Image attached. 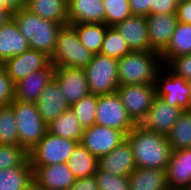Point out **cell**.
<instances>
[{"label":"cell","mask_w":191,"mask_h":190,"mask_svg":"<svg viewBox=\"0 0 191 190\" xmlns=\"http://www.w3.org/2000/svg\"><path fill=\"white\" fill-rule=\"evenodd\" d=\"M187 54H191V24L178 22L161 60L166 65L173 57Z\"/></svg>","instance_id":"obj_27"},{"label":"cell","mask_w":191,"mask_h":190,"mask_svg":"<svg viewBox=\"0 0 191 190\" xmlns=\"http://www.w3.org/2000/svg\"><path fill=\"white\" fill-rule=\"evenodd\" d=\"M176 14L178 22L191 24V0L179 3Z\"/></svg>","instance_id":"obj_43"},{"label":"cell","mask_w":191,"mask_h":190,"mask_svg":"<svg viewBox=\"0 0 191 190\" xmlns=\"http://www.w3.org/2000/svg\"><path fill=\"white\" fill-rule=\"evenodd\" d=\"M183 111L180 107L171 106L156 95L150 109L132 119L131 130L167 135Z\"/></svg>","instance_id":"obj_6"},{"label":"cell","mask_w":191,"mask_h":190,"mask_svg":"<svg viewBox=\"0 0 191 190\" xmlns=\"http://www.w3.org/2000/svg\"><path fill=\"white\" fill-rule=\"evenodd\" d=\"M126 140L131 145L136 168L166 169L172 153L166 135L130 130Z\"/></svg>","instance_id":"obj_1"},{"label":"cell","mask_w":191,"mask_h":190,"mask_svg":"<svg viewBox=\"0 0 191 190\" xmlns=\"http://www.w3.org/2000/svg\"><path fill=\"white\" fill-rule=\"evenodd\" d=\"M67 164L76 179L93 176L98 169V159L81 143L76 145Z\"/></svg>","instance_id":"obj_28"},{"label":"cell","mask_w":191,"mask_h":190,"mask_svg":"<svg viewBox=\"0 0 191 190\" xmlns=\"http://www.w3.org/2000/svg\"><path fill=\"white\" fill-rule=\"evenodd\" d=\"M118 60L101 53L93 54L91 62L84 68L91 94L105 95L117 91Z\"/></svg>","instance_id":"obj_7"},{"label":"cell","mask_w":191,"mask_h":190,"mask_svg":"<svg viewBox=\"0 0 191 190\" xmlns=\"http://www.w3.org/2000/svg\"><path fill=\"white\" fill-rule=\"evenodd\" d=\"M98 95L89 94L70 106L83 129L95 124Z\"/></svg>","instance_id":"obj_33"},{"label":"cell","mask_w":191,"mask_h":190,"mask_svg":"<svg viewBox=\"0 0 191 190\" xmlns=\"http://www.w3.org/2000/svg\"><path fill=\"white\" fill-rule=\"evenodd\" d=\"M163 66L156 51H132L118 60L119 85L155 84Z\"/></svg>","instance_id":"obj_2"},{"label":"cell","mask_w":191,"mask_h":190,"mask_svg":"<svg viewBox=\"0 0 191 190\" xmlns=\"http://www.w3.org/2000/svg\"><path fill=\"white\" fill-rule=\"evenodd\" d=\"M126 139L123 131L94 124L83 130L80 143L97 159L107 155Z\"/></svg>","instance_id":"obj_11"},{"label":"cell","mask_w":191,"mask_h":190,"mask_svg":"<svg viewBox=\"0 0 191 190\" xmlns=\"http://www.w3.org/2000/svg\"><path fill=\"white\" fill-rule=\"evenodd\" d=\"M29 49V43L14 19L0 27V65L8 58L22 54Z\"/></svg>","instance_id":"obj_23"},{"label":"cell","mask_w":191,"mask_h":190,"mask_svg":"<svg viewBox=\"0 0 191 190\" xmlns=\"http://www.w3.org/2000/svg\"><path fill=\"white\" fill-rule=\"evenodd\" d=\"M175 1L179 4V3H182V2H184L186 0H175Z\"/></svg>","instance_id":"obj_46"},{"label":"cell","mask_w":191,"mask_h":190,"mask_svg":"<svg viewBox=\"0 0 191 190\" xmlns=\"http://www.w3.org/2000/svg\"><path fill=\"white\" fill-rule=\"evenodd\" d=\"M13 19V12L6 7L0 6V27Z\"/></svg>","instance_id":"obj_45"},{"label":"cell","mask_w":191,"mask_h":190,"mask_svg":"<svg viewBox=\"0 0 191 190\" xmlns=\"http://www.w3.org/2000/svg\"><path fill=\"white\" fill-rule=\"evenodd\" d=\"M95 124L114 128L125 134L131 130L132 119L117 92L98 95Z\"/></svg>","instance_id":"obj_10"},{"label":"cell","mask_w":191,"mask_h":190,"mask_svg":"<svg viewBox=\"0 0 191 190\" xmlns=\"http://www.w3.org/2000/svg\"><path fill=\"white\" fill-rule=\"evenodd\" d=\"M33 170L28 160L24 165L0 170V190H32Z\"/></svg>","instance_id":"obj_26"},{"label":"cell","mask_w":191,"mask_h":190,"mask_svg":"<svg viewBox=\"0 0 191 190\" xmlns=\"http://www.w3.org/2000/svg\"><path fill=\"white\" fill-rule=\"evenodd\" d=\"M55 67L50 63L46 68L35 71L14 85V100L35 103L45 86L53 79Z\"/></svg>","instance_id":"obj_18"},{"label":"cell","mask_w":191,"mask_h":190,"mask_svg":"<svg viewBox=\"0 0 191 190\" xmlns=\"http://www.w3.org/2000/svg\"><path fill=\"white\" fill-rule=\"evenodd\" d=\"M130 52H132V50L120 33L114 27H108L100 53L119 60Z\"/></svg>","instance_id":"obj_32"},{"label":"cell","mask_w":191,"mask_h":190,"mask_svg":"<svg viewBox=\"0 0 191 190\" xmlns=\"http://www.w3.org/2000/svg\"><path fill=\"white\" fill-rule=\"evenodd\" d=\"M26 2L27 0H0L1 5L12 12L25 9Z\"/></svg>","instance_id":"obj_44"},{"label":"cell","mask_w":191,"mask_h":190,"mask_svg":"<svg viewBox=\"0 0 191 190\" xmlns=\"http://www.w3.org/2000/svg\"><path fill=\"white\" fill-rule=\"evenodd\" d=\"M185 190H191V183Z\"/></svg>","instance_id":"obj_47"},{"label":"cell","mask_w":191,"mask_h":190,"mask_svg":"<svg viewBox=\"0 0 191 190\" xmlns=\"http://www.w3.org/2000/svg\"><path fill=\"white\" fill-rule=\"evenodd\" d=\"M98 183L99 190H129V177L112 175L99 168L94 174Z\"/></svg>","instance_id":"obj_37"},{"label":"cell","mask_w":191,"mask_h":190,"mask_svg":"<svg viewBox=\"0 0 191 190\" xmlns=\"http://www.w3.org/2000/svg\"><path fill=\"white\" fill-rule=\"evenodd\" d=\"M29 160V152L17 145L0 144V170L24 165Z\"/></svg>","instance_id":"obj_35"},{"label":"cell","mask_w":191,"mask_h":190,"mask_svg":"<svg viewBox=\"0 0 191 190\" xmlns=\"http://www.w3.org/2000/svg\"><path fill=\"white\" fill-rule=\"evenodd\" d=\"M165 171L169 190H185L191 183V148L172 151Z\"/></svg>","instance_id":"obj_17"},{"label":"cell","mask_w":191,"mask_h":190,"mask_svg":"<svg viewBox=\"0 0 191 190\" xmlns=\"http://www.w3.org/2000/svg\"><path fill=\"white\" fill-rule=\"evenodd\" d=\"M98 168L116 176L129 177L136 169L133 151L125 139L107 155L98 159Z\"/></svg>","instance_id":"obj_19"},{"label":"cell","mask_w":191,"mask_h":190,"mask_svg":"<svg viewBox=\"0 0 191 190\" xmlns=\"http://www.w3.org/2000/svg\"><path fill=\"white\" fill-rule=\"evenodd\" d=\"M61 94L58 84L52 79L35 102L41 118L47 124L70 108V105Z\"/></svg>","instance_id":"obj_21"},{"label":"cell","mask_w":191,"mask_h":190,"mask_svg":"<svg viewBox=\"0 0 191 190\" xmlns=\"http://www.w3.org/2000/svg\"><path fill=\"white\" fill-rule=\"evenodd\" d=\"M129 180V190H169L165 170L136 168L130 174Z\"/></svg>","instance_id":"obj_25"},{"label":"cell","mask_w":191,"mask_h":190,"mask_svg":"<svg viewBox=\"0 0 191 190\" xmlns=\"http://www.w3.org/2000/svg\"><path fill=\"white\" fill-rule=\"evenodd\" d=\"M47 130L53 135L80 143L84 129L81 127L74 112L69 108L66 112L47 124Z\"/></svg>","instance_id":"obj_29"},{"label":"cell","mask_w":191,"mask_h":190,"mask_svg":"<svg viewBox=\"0 0 191 190\" xmlns=\"http://www.w3.org/2000/svg\"><path fill=\"white\" fill-rule=\"evenodd\" d=\"M150 49L162 53L170 43L178 23L176 13L149 14L146 16Z\"/></svg>","instance_id":"obj_16"},{"label":"cell","mask_w":191,"mask_h":190,"mask_svg":"<svg viewBox=\"0 0 191 190\" xmlns=\"http://www.w3.org/2000/svg\"><path fill=\"white\" fill-rule=\"evenodd\" d=\"M93 53L81 44L75 28L68 24L60 28L50 62L54 67L85 68Z\"/></svg>","instance_id":"obj_4"},{"label":"cell","mask_w":191,"mask_h":190,"mask_svg":"<svg viewBox=\"0 0 191 190\" xmlns=\"http://www.w3.org/2000/svg\"><path fill=\"white\" fill-rule=\"evenodd\" d=\"M67 8L69 24H105L103 0H70Z\"/></svg>","instance_id":"obj_22"},{"label":"cell","mask_w":191,"mask_h":190,"mask_svg":"<svg viewBox=\"0 0 191 190\" xmlns=\"http://www.w3.org/2000/svg\"><path fill=\"white\" fill-rule=\"evenodd\" d=\"M9 106L15 114L19 145L30 152L48 131L47 123L41 118L35 103L13 100Z\"/></svg>","instance_id":"obj_5"},{"label":"cell","mask_w":191,"mask_h":190,"mask_svg":"<svg viewBox=\"0 0 191 190\" xmlns=\"http://www.w3.org/2000/svg\"><path fill=\"white\" fill-rule=\"evenodd\" d=\"M75 181L67 163L40 166L33 170V189L68 190Z\"/></svg>","instance_id":"obj_13"},{"label":"cell","mask_w":191,"mask_h":190,"mask_svg":"<svg viewBox=\"0 0 191 190\" xmlns=\"http://www.w3.org/2000/svg\"><path fill=\"white\" fill-rule=\"evenodd\" d=\"M189 84H190V90H191V81H189ZM190 111H191V107H190Z\"/></svg>","instance_id":"obj_48"},{"label":"cell","mask_w":191,"mask_h":190,"mask_svg":"<svg viewBox=\"0 0 191 190\" xmlns=\"http://www.w3.org/2000/svg\"><path fill=\"white\" fill-rule=\"evenodd\" d=\"M0 144H19L15 114L10 106L0 107Z\"/></svg>","instance_id":"obj_34"},{"label":"cell","mask_w":191,"mask_h":190,"mask_svg":"<svg viewBox=\"0 0 191 190\" xmlns=\"http://www.w3.org/2000/svg\"><path fill=\"white\" fill-rule=\"evenodd\" d=\"M165 66L176 76L191 81V54L173 57Z\"/></svg>","instance_id":"obj_38"},{"label":"cell","mask_w":191,"mask_h":190,"mask_svg":"<svg viewBox=\"0 0 191 190\" xmlns=\"http://www.w3.org/2000/svg\"><path fill=\"white\" fill-rule=\"evenodd\" d=\"M105 24L113 27L133 15L128 0H103Z\"/></svg>","instance_id":"obj_36"},{"label":"cell","mask_w":191,"mask_h":190,"mask_svg":"<svg viewBox=\"0 0 191 190\" xmlns=\"http://www.w3.org/2000/svg\"><path fill=\"white\" fill-rule=\"evenodd\" d=\"M53 80L70 106L90 94L83 68L55 67Z\"/></svg>","instance_id":"obj_12"},{"label":"cell","mask_w":191,"mask_h":190,"mask_svg":"<svg viewBox=\"0 0 191 190\" xmlns=\"http://www.w3.org/2000/svg\"><path fill=\"white\" fill-rule=\"evenodd\" d=\"M155 85L158 97L163 98L171 106L180 107L182 110H190V84L184 78L176 76L163 65L157 73Z\"/></svg>","instance_id":"obj_9"},{"label":"cell","mask_w":191,"mask_h":190,"mask_svg":"<svg viewBox=\"0 0 191 190\" xmlns=\"http://www.w3.org/2000/svg\"><path fill=\"white\" fill-rule=\"evenodd\" d=\"M50 63V57L45 53L29 49L22 54L8 58L1 66L15 85L30 73L44 69Z\"/></svg>","instance_id":"obj_14"},{"label":"cell","mask_w":191,"mask_h":190,"mask_svg":"<svg viewBox=\"0 0 191 190\" xmlns=\"http://www.w3.org/2000/svg\"><path fill=\"white\" fill-rule=\"evenodd\" d=\"M68 190H99L95 175L76 179Z\"/></svg>","instance_id":"obj_42"},{"label":"cell","mask_w":191,"mask_h":190,"mask_svg":"<svg viewBox=\"0 0 191 190\" xmlns=\"http://www.w3.org/2000/svg\"><path fill=\"white\" fill-rule=\"evenodd\" d=\"M172 151L191 148V111L184 110L166 135Z\"/></svg>","instance_id":"obj_31"},{"label":"cell","mask_w":191,"mask_h":190,"mask_svg":"<svg viewBox=\"0 0 191 190\" xmlns=\"http://www.w3.org/2000/svg\"><path fill=\"white\" fill-rule=\"evenodd\" d=\"M79 142L46 132L45 136L29 152V161L34 170L40 166L67 163Z\"/></svg>","instance_id":"obj_8"},{"label":"cell","mask_w":191,"mask_h":190,"mask_svg":"<svg viewBox=\"0 0 191 190\" xmlns=\"http://www.w3.org/2000/svg\"><path fill=\"white\" fill-rule=\"evenodd\" d=\"M72 25L82 45L93 54L100 53L102 42L108 26L104 23H81Z\"/></svg>","instance_id":"obj_30"},{"label":"cell","mask_w":191,"mask_h":190,"mask_svg":"<svg viewBox=\"0 0 191 190\" xmlns=\"http://www.w3.org/2000/svg\"><path fill=\"white\" fill-rule=\"evenodd\" d=\"M13 19L20 32L26 37L30 49L52 56L62 27L60 24L43 19L27 9L14 11Z\"/></svg>","instance_id":"obj_3"},{"label":"cell","mask_w":191,"mask_h":190,"mask_svg":"<svg viewBox=\"0 0 191 190\" xmlns=\"http://www.w3.org/2000/svg\"><path fill=\"white\" fill-rule=\"evenodd\" d=\"M14 100V84L0 65V107L9 106Z\"/></svg>","instance_id":"obj_39"},{"label":"cell","mask_w":191,"mask_h":190,"mask_svg":"<svg viewBox=\"0 0 191 190\" xmlns=\"http://www.w3.org/2000/svg\"><path fill=\"white\" fill-rule=\"evenodd\" d=\"M131 12L136 16L146 17L150 14V6H154V0H128Z\"/></svg>","instance_id":"obj_41"},{"label":"cell","mask_w":191,"mask_h":190,"mask_svg":"<svg viewBox=\"0 0 191 190\" xmlns=\"http://www.w3.org/2000/svg\"><path fill=\"white\" fill-rule=\"evenodd\" d=\"M132 51H151L146 17L131 15L113 26Z\"/></svg>","instance_id":"obj_20"},{"label":"cell","mask_w":191,"mask_h":190,"mask_svg":"<svg viewBox=\"0 0 191 190\" xmlns=\"http://www.w3.org/2000/svg\"><path fill=\"white\" fill-rule=\"evenodd\" d=\"M177 7L175 0H154V6H150V14L177 13Z\"/></svg>","instance_id":"obj_40"},{"label":"cell","mask_w":191,"mask_h":190,"mask_svg":"<svg viewBox=\"0 0 191 190\" xmlns=\"http://www.w3.org/2000/svg\"><path fill=\"white\" fill-rule=\"evenodd\" d=\"M116 92L128 115L133 119L136 115L150 109L156 96V85H119Z\"/></svg>","instance_id":"obj_15"},{"label":"cell","mask_w":191,"mask_h":190,"mask_svg":"<svg viewBox=\"0 0 191 190\" xmlns=\"http://www.w3.org/2000/svg\"><path fill=\"white\" fill-rule=\"evenodd\" d=\"M67 5L66 0H27L25 9L64 26L69 24Z\"/></svg>","instance_id":"obj_24"}]
</instances>
